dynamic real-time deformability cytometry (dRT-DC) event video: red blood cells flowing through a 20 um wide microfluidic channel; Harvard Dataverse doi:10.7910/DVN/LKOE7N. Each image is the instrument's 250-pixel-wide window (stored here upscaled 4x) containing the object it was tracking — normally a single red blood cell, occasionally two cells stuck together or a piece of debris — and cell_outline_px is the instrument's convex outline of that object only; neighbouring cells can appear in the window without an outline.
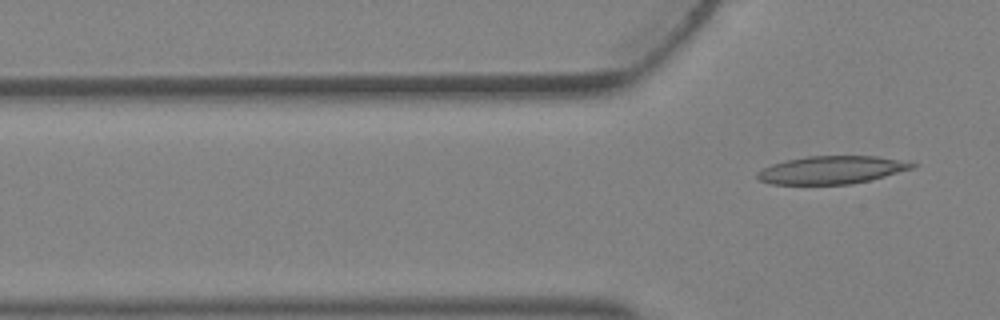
{"species": "Egyptian fruit bat (a non-hibernating species)", "species_latin": "Rousettus aegyptiacus", "temperature_condition": "warm", "stored_images_in_passage": 3, "camera_frame_rate_fps": 3000, "um_per_image_px": 0.085, "animal": {"sex": "female"}, "frame": {"image": 1, "passage_image": 3, "time_ms": 0.667, "image_size_px": [1000, 320], "cell_outline_px": [[916, 164], [912, 168], [884, 176], [852, 184], [772, 184], [760, 180], [756, 176], [756, 172], [772, 164], [788, 160], [808, 156], [876, 156]], "centroid_in_image_um": [70.62, 14.45], "position_along_channel_um": 55.2, "area_um2": 24.62}}